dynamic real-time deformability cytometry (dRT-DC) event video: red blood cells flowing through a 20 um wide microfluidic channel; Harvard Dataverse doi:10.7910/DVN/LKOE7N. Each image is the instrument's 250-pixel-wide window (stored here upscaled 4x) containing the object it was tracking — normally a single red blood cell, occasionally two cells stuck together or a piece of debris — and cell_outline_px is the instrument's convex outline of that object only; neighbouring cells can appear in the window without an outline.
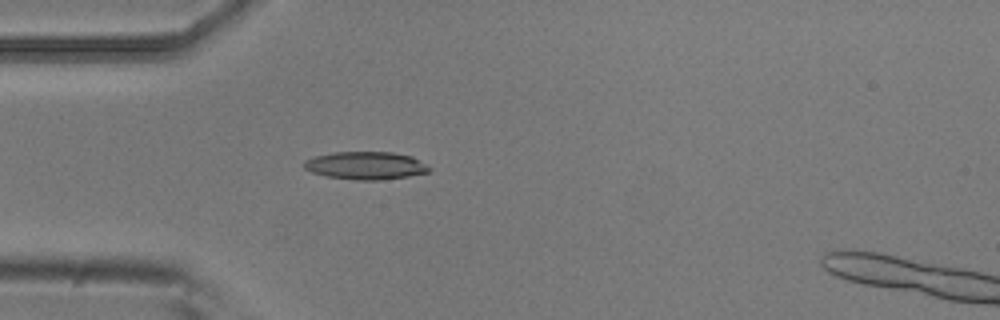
{"species": "common noctule bat (a hibernating species)", "species_latin": "Nyctalus noctula", "temperature_condition": "room temperature", "stored_images_in_passage": 4, "camera_frame_rate_fps": 3000, "um_per_image_px": 0.085, "animal": {"sex": "male", "body_mass_g": 20.5, "forearm_length_mm": 52.5}, "frame": {"image": 1, "passage_image": 2, "time_ms": 0.333, "image_size_px": [1000, 320], "cell_outline_px": [[432, 168], [428, 172], [408, 176], [380, 180], [356, 180], [324, 176], [312, 172], [304, 168], [304, 160], [316, 156], [332, 152], [392, 152], [412, 156]], "centroid_in_image_um": [31.08, 14.07], "position_along_channel_um": 53.9, "area_um2": 20.29}}